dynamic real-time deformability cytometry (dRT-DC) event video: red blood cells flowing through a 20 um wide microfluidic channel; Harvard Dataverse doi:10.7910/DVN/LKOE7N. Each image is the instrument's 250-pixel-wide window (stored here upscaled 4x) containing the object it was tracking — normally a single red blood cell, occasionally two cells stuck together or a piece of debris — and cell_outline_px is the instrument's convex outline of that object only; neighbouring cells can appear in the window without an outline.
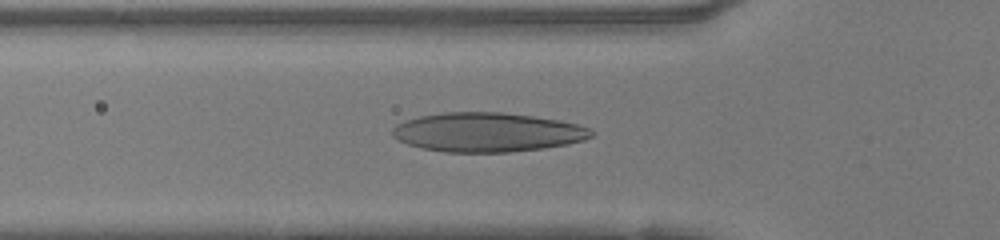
{"species": "human", "species_latin": "Homo sapiens", "temperature_condition": "warm", "stored_images_in_passage": 31, "camera_frame_rate_fps": 3000, "um_per_image_px": 0.085, "donor": {"sex": "female"}, "frame": {"image": 1, "passage_image": 7, "time_ms": 2.0, "image_size_px": [1000, 240], "cell_outline_px": [[596, 132], [592, 136], [584, 140], [568, 144], [544, 148], [512, 152], [444, 152], [420, 148], [408, 144], [392, 136], [392, 128], [396, 124], [404, 120], [420, 116], [444, 112], [504, 112], [560, 120], [580, 124]], "centroid_in_image_um": [41.44, 11.24], "position_along_channel_um": 84.4, "area_um2": 45.78}}
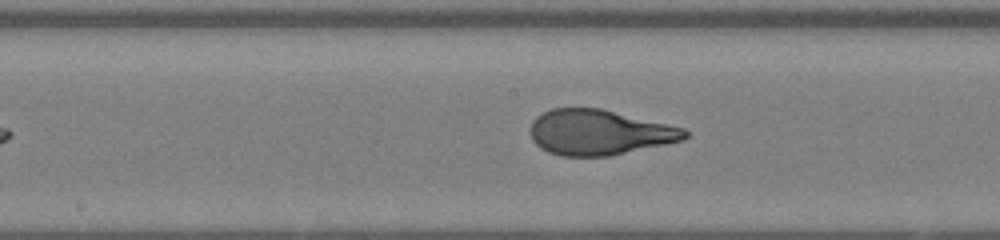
{"frame": {"image": 2, "passage_image": 15, "time_ms": 4.667, "image_size_px": [1000, 240], "cell_outline_px": [[688, 136], [684, 140], [608, 156], [560, 156], [548, 152], [540, 148], [532, 140], [532, 120], [536, 116], [552, 108], [600, 108], [684, 128], [688, 132]], "centroid_in_image_um": [50.92, 11.25], "position_along_channel_um": 197.3, "area_um2": 40.52}}
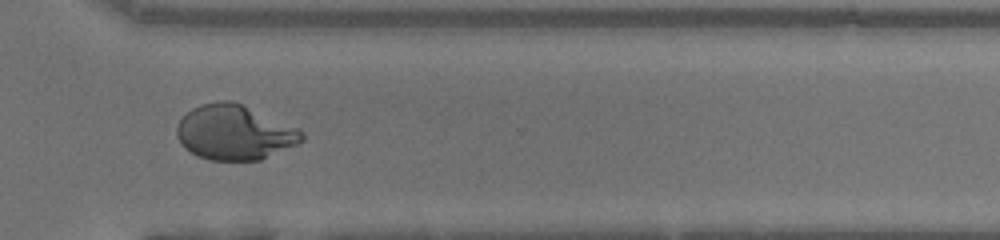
{"frame": {"image": 3, "passage_image": 26, "time_ms": 8.333, "image_size_px": [1000, 240], "cell_outline_px": [[304, 140], [296, 144], [260, 160], [208, 160], [196, 156], [184, 148], [176, 136], [176, 128], [180, 120], [192, 108], [200, 104], [220, 100], [232, 100], [300, 128], [304, 132]], "centroid_in_image_um": [19.92, 11.25], "position_along_channel_um": 350.7, "area_um2": 40.17}, "authors_computed_cell_mechanics": {"area_um2": 41.1536, "velocity_mm_per_s": 4.1994, "shape_relaxation_time_tau1_ms": 7.9326, "shape_relaxation_time_tau2_ms": null, "deformation_change_tau1": 0.3837, "deformation_change_tau2": null}}